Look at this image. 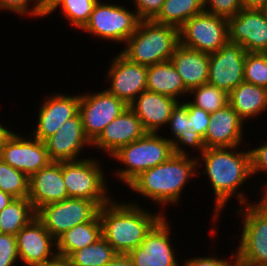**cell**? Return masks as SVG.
<instances>
[{"label": "cell", "instance_id": "obj_37", "mask_svg": "<svg viewBox=\"0 0 267 266\" xmlns=\"http://www.w3.org/2000/svg\"><path fill=\"white\" fill-rule=\"evenodd\" d=\"M206 12L229 19L243 9L242 0H203Z\"/></svg>", "mask_w": 267, "mask_h": 266}, {"label": "cell", "instance_id": "obj_50", "mask_svg": "<svg viewBox=\"0 0 267 266\" xmlns=\"http://www.w3.org/2000/svg\"><path fill=\"white\" fill-rule=\"evenodd\" d=\"M263 11H264L265 14L267 15V6L263 9Z\"/></svg>", "mask_w": 267, "mask_h": 266}, {"label": "cell", "instance_id": "obj_41", "mask_svg": "<svg viewBox=\"0 0 267 266\" xmlns=\"http://www.w3.org/2000/svg\"><path fill=\"white\" fill-rule=\"evenodd\" d=\"M133 1V2H132ZM134 10L140 20H153L161 11L165 0H132Z\"/></svg>", "mask_w": 267, "mask_h": 266}, {"label": "cell", "instance_id": "obj_22", "mask_svg": "<svg viewBox=\"0 0 267 266\" xmlns=\"http://www.w3.org/2000/svg\"><path fill=\"white\" fill-rule=\"evenodd\" d=\"M66 198L69 197L62 175V161H52L29 177L28 199L36 212L47 204Z\"/></svg>", "mask_w": 267, "mask_h": 266}, {"label": "cell", "instance_id": "obj_11", "mask_svg": "<svg viewBox=\"0 0 267 266\" xmlns=\"http://www.w3.org/2000/svg\"><path fill=\"white\" fill-rule=\"evenodd\" d=\"M128 107L123 100L105 88L101 91L80 93L79 114L90 142L93 143L104 128Z\"/></svg>", "mask_w": 267, "mask_h": 266}, {"label": "cell", "instance_id": "obj_40", "mask_svg": "<svg viewBox=\"0 0 267 266\" xmlns=\"http://www.w3.org/2000/svg\"><path fill=\"white\" fill-rule=\"evenodd\" d=\"M232 251L233 253L228 257V259L225 256L223 258L215 256V254H212V256H193L192 258L190 257L181 261L183 263L181 266H235L237 262L236 254H234V249H232Z\"/></svg>", "mask_w": 267, "mask_h": 266}, {"label": "cell", "instance_id": "obj_48", "mask_svg": "<svg viewBox=\"0 0 267 266\" xmlns=\"http://www.w3.org/2000/svg\"><path fill=\"white\" fill-rule=\"evenodd\" d=\"M235 266H248V265H245V264L240 263V262H236V265Z\"/></svg>", "mask_w": 267, "mask_h": 266}, {"label": "cell", "instance_id": "obj_44", "mask_svg": "<svg viewBox=\"0 0 267 266\" xmlns=\"http://www.w3.org/2000/svg\"><path fill=\"white\" fill-rule=\"evenodd\" d=\"M105 266H135V264L127 254H117Z\"/></svg>", "mask_w": 267, "mask_h": 266}, {"label": "cell", "instance_id": "obj_30", "mask_svg": "<svg viewBox=\"0 0 267 266\" xmlns=\"http://www.w3.org/2000/svg\"><path fill=\"white\" fill-rule=\"evenodd\" d=\"M98 0H51L46 5L45 17L61 10V17L70 23L73 30H82L88 23L93 7ZM55 11V12H54Z\"/></svg>", "mask_w": 267, "mask_h": 266}, {"label": "cell", "instance_id": "obj_45", "mask_svg": "<svg viewBox=\"0 0 267 266\" xmlns=\"http://www.w3.org/2000/svg\"><path fill=\"white\" fill-rule=\"evenodd\" d=\"M243 8L263 10L267 6V0H242Z\"/></svg>", "mask_w": 267, "mask_h": 266}, {"label": "cell", "instance_id": "obj_38", "mask_svg": "<svg viewBox=\"0 0 267 266\" xmlns=\"http://www.w3.org/2000/svg\"><path fill=\"white\" fill-rule=\"evenodd\" d=\"M19 262L16 236L0 234V266H18Z\"/></svg>", "mask_w": 267, "mask_h": 266}, {"label": "cell", "instance_id": "obj_24", "mask_svg": "<svg viewBox=\"0 0 267 266\" xmlns=\"http://www.w3.org/2000/svg\"><path fill=\"white\" fill-rule=\"evenodd\" d=\"M209 59V53L179 44L170 61L181 76L186 89L190 91L208 82Z\"/></svg>", "mask_w": 267, "mask_h": 266}, {"label": "cell", "instance_id": "obj_39", "mask_svg": "<svg viewBox=\"0 0 267 266\" xmlns=\"http://www.w3.org/2000/svg\"><path fill=\"white\" fill-rule=\"evenodd\" d=\"M183 102L188 107V119L191 120V131L197 132L204 137L210 123V113L193 105L188 99Z\"/></svg>", "mask_w": 267, "mask_h": 266}, {"label": "cell", "instance_id": "obj_47", "mask_svg": "<svg viewBox=\"0 0 267 266\" xmlns=\"http://www.w3.org/2000/svg\"><path fill=\"white\" fill-rule=\"evenodd\" d=\"M12 132L13 130H9L8 126L0 122V149Z\"/></svg>", "mask_w": 267, "mask_h": 266}, {"label": "cell", "instance_id": "obj_46", "mask_svg": "<svg viewBox=\"0 0 267 266\" xmlns=\"http://www.w3.org/2000/svg\"><path fill=\"white\" fill-rule=\"evenodd\" d=\"M14 197L0 190V212L14 201Z\"/></svg>", "mask_w": 267, "mask_h": 266}, {"label": "cell", "instance_id": "obj_43", "mask_svg": "<svg viewBox=\"0 0 267 266\" xmlns=\"http://www.w3.org/2000/svg\"><path fill=\"white\" fill-rule=\"evenodd\" d=\"M38 266H73L68 256L56 254L53 258L48 259Z\"/></svg>", "mask_w": 267, "mask_h": 266}, {"label": "cell", "instance_id": "obj_3", "mask_svg": "<svg viewBox=\"0 0 267 266\" xmlns=\"http://www.w3.org/2000/svg\"><path fill=\"white\" fill-rule=\"evenodd\" d=\"M135 202L133 199L123 202L112 198L98 211L102 237L118 254H128L139 246L146 234L164 216L162 212L156 214L152 209L149 211Z\"/></svg>", "mask_w": 267, "mask_h": 266}, {"label": "cell", "instance_id": "obj_20", "mask_svg": "<svg viewBox=\"0 0 267 266\" xmlns=\"http://www.w3.org/2000/svg\"><path fill=\"white\" fill-rule=\"evenodd\" d=\"M146 133L141 120L128 107L104 128L92 143V149L103 151L110 159L120 147L142 138Z\"/></svg>", "mask_w": 267, "mask_h": 266}, {"label": "cell", "instance_id": "obj_13", "mask_svg": "<svg viewBox=\"0 0 267 266\" xmlns=\"http://www.w3.org/2000/svg\"><path fill=\"white\" fill-rule=\"evenodd\" d=\"M0 158L28 177L48 166L50 159L45 142L13 131L0 149Z\"/></svg>", "mask_w": 267, "mask_h": 266}, {"label": "cell", "instance_id": "obj_28", "mask_svg": "<svg viewBox=\"0 0 267 266\" xmlns=\"http://www.w3.org/2000/svg\"><path fill=\"white\" fill-rule=\"evenodd\" d=\"M102 238V224L97 214L91 221L74 226L57 240V254L70 256L73 252L90 246Z\"/></svg>", "mask_w": 267, "mask_h": 266}, {"label": "cell", "instance_id": "obj_16", "mask_svg": "<svg viewBox=\"0 0 267 266\" xmlns=\"http://www.w3.org/2000/svg\"><path fill=\"white\" fill-rule=\"evenodd\" d=\"M58 92L45 96L37 111V124L30 133L40 141L44 142L55 134L68 119L79 112L80 92L78 95Z\"/></svg>", "mask_w": 267, "mask_h": 266}, {"label": "cell", "instance_id": "obj_2", "mask_svg": "<svg viewBox=\"0 0 267 266\" xmlns=\"http://www.w3.org/2000/svg\"><path fill=\"white\" fill-rule=\"evenodd\" d=\"M192 153L173 154L166 162L145 170L127 186L128 190L137 193V197L139 194L143 199L151 200L156 207L161 205L159 211L166 215L168 205L175 206L181 201L186 184L195 176L198 178L197 157Z\"/></svg>", "mask_w": 267, "mask_h": 266}, {"label": "cell", "instance_id": "obj_34", "mask_svg": "<svg viewBox=\"0 0 267 266\" xmlns=\"http://www.w3.org/2000/svg\"><path fill=\"white\" fill-rule=\"evenodd\" d=\"M0 190L14 198H28L29 177L0 158Z\"/></svg>", "mask_w": 267, "mask_h": 266}, {"label": "cell", "instance_id": "obj_15", "mask_svg": "<svg viewBox=\"0 0 267 266\" xmlns=\"http://www.w3.org/2000/svg\"><path fill=\"white\" fill-rule=\"evenodd\" d=\"M245 49L237 43L227 42L210 54L208 84L228 94L244 82Z\"/></svg>", "mask_w": 267, "mask_h": 266}, {"label": "cell", "instance_id": "obj_5", "mask_svg": "<svg viewBox=\"0 0 267 266\" xmlns=\"http://www.w3.org/2000/svg\"><path fill=\"white\" fill-rule=\"evenodd\" d=\"M261 185L260 199L235 209L236 218H242L236 259L248 266H267V183Z\"/></svg>", "mask_w": 267, "mask_h": 266}, {"label": "cell", "instance_id": "obj_29", "mask_svg": "<svg viewBox=\"0 0 267 266\" xmlns=\"http://www.w3.org/2000/svg\"><path fill=\"white\" fill-rule=\"evenodd\" d=\"M204 11L203 0H165L153 21L180 28L193 16Z\"/></svg>", "mask_w": 267, "mask_h": 266}, {"label": "cell", "instance_id": "obj_36", "mask_svg": "<svg viewBox=\"0 0 267 266\" xmlns=\"http://www.w3.org/2000/svg\"><path fill=\"white\" fill-rule=\"evenodd\" d=\"M0 10L39 19L45 17L46 5L41 0H0Z\"/></svg>", "mask_w": 267, "mask_h": 266}, {"label": "cell", "instance_id": "obj_14", "mask_svg": "<svg viewBox=\"0 0 267 266\" xmlns=\"http://www.w3.org/2000/svg\"><path fill=\"white\" fill-rule=\"evenodd\" d=\"M109 64L104 76L110 86L105 89L129 106L146 91L147 66L131 62L120 52Z\"/></svg>", "mask_w": 267, "mask_h": 266}, {"label": "cell", "instance_id": "obj_49", "mask_svg": "<svg viewBox=\"0 0 267 266\" xmlns=\"http://www.w3.org/2000/svg\"><path fill=\"white\" fill-rule=\"evenodd\" d=\"M45 5H47L51 0H41Z\"/></svg>", "mask_w": 267, "mask_h": 266}, {"label": "cell", "instance_id": "obj_42", "mask_svg": "<svg viewBox=\"0 0 267 266\" xmlns=\"http://www.w3.org/2000/svg\"><path fill=\"white\" fill-rule=\"evenodd\" d=\"M265 141V143H264ZM261 141L262 144L259 146L256 145L254 148H249L250 150V156H251V172L253 179L254 176L258 177V174L264 173L267 174V140Z\"/></svg>", "mask_w": 267, "mask_h": 266}, {"label": "cell", "instance_id": "obj_17", "mask_svg": "<svg viewBox=\"0 0 267 266\" xmlns=\"http://www.w3.org/2000/svg\"><path fill=\"white\" fill-rule=\"evenodd\" d=\"M227 22L229 42L240 44L246 52L267 51V15L263 10L243 8Z\"/></svg>", "mask_w": 267, "mask_h": 266}, {"label": "cell", "instance_id": "obj_9", "mask_svg": "<svg viewBox=\"0 0 267 266\" xmlns=\"http://www.w3.org/2000/svg\"><path fill=\"white\" fill-rule=\"evenodd\" d=\"M179 37L181 45L211 54L229 41L227 19L204 11L179 28Z\"/></svg>", "mask_w": 267, "mask_h": 266}, {"label": "cell", "instance_id": "obj_33", "mask_svg": "<svg viewBox=\"0 0 267 266\" xmlns=\"http://www.w3.org/2000/svg\"><path fill=\"white\" fill-rule=\"evenodd\" d=\"M188 100L206 112L213 113L228 104V93L223 89L206 83L191 89L188 94Z\"/></svg>", "mask_w": 267, "mask_h": 266}, {"label": "cell", "instance_id": "obj_4", "mask_svg": "<svg viewBox=\"0 0 267 266\" xmlns=\"http://www.w3.org/2000/svg\"><path fill=\"white\" fill-rule=\"evenodd\" d=\"M179 44V28L153 20H140L120 53L131 62L151 66L170 61Z\"/></svg>", "mask_w": 267, "mask_h": 266}, {"label": "cell", "instance_id": "obj_8", "mask_svg": "<svg viewBox=\"0 0 267 266\" xmlns=\"http://www.w3.org/2000/svg\"><path fill=\"white\" fill-rule=\"evenodd\" d=\"M113 0H98L93 7L90 19L81 31L94 35L100 40L123 44L136 31L140 22L136 11ZM111 2V3H110ZM131 10V11H130Z\"/></svg>", "mask_w": 267, "mask_h": 266}, {"label": "cell", "instance_id": "obj_6", "mask_svg": "<svg viewBox=\"0 0 267 266\" xmlns=\"http://www.w3.org/2000/svg\"><path fill=\"white\" fill-rule=\"evenodd\" d=\"M165 133H146L128 145L120 147L110 157L124 166L113 171L114 178L120 179L122 185L128 186L142 172L166 162L174 153L173 144Z\"/></svg>", "mask_w": 267, "mask_h": 266}, {"label": "cell", "instance_id": "obj_10", "mask_svg": "<svg viewBox=\"0 0 267 266\" xmlns=\"http://www.w3.org/2000/svg\"><path fill=\"white\" fill-rule=\"evenodd\" d=\"M99 208L92 200L69 197L41 207L37 217L57 240L74 226L91 221L98 214Z\"/></svg>", "mask_w": 267, "mask_h": 266}, {"label": "cell", "instance_id": "obj_26", "mask_svg": "<svg viewBox=\"0 0 267 266\" xmlns=\"http://www.w3.org/2000/svg\"><path fill=\"white\" fill-rule=\"evenodd\" d=\"M228 104L248 124L246 121L257 120L267 111V89L242 82L228 94Z\"/></svg>", "mask_w": 267, "mask_h": 266}, {"label": "cell", "instance_id": "obj_21", "mask_svg": "<svg viewBox=\"0 0 267 266\" xmlns=\"http://www.w3.org/2000/svg\"><path fill=\"white\" fill-rule=\"evenodd\" d=\"M238 116V113L227 104L220 110L210 113V123L205 133L204 142L206 148L237 147L243 142L247 125ZM245 131V132H244ZM242 142V143H241Z\"/></svg>", "mask_w": 267, "mask_h": 266}, {"label": "cell", "instance_id": "obj_35", "mask_svg": "<svg viewBox=\"0 0 267 266\" xmlns=\"http://www.w3.org/2000/svg\"><path fill=\"white\" fill-rule=\"evenodd\" d=\"M244 82L267 89V58L265 53H246L244 64Z\"/></svg>", "mask_w": 267, "mask_h": 266}, {"label": "cell", "instance_id": "obj_31", "mask_svg": "<svg viewBox=\"0 0 267 266\" xmlns=\"http://www.w3.org/2000/svg\"><path fill=\"white\" fill-rule=\"evenodd\" d=\"M37 216L28 198H15L0 212V229L2 233L16 235Z\"/></svg>", "mask_w": 267, "mask_h": 266}, {"label": "cell", "instance_id": "obj_7", "mask_svg": "<svg viewBox=\"0 0 267 266\" xmlns=\"http://www.w3.org/2000/svg\"><path fill=\"white\" fill-rule=\"evenodd\" d=\"M94 158L84 156L62 161V175L68 197L92 200L101 207L113 197L106 182V170H103L100 159Z\"/></svg>", "mask_w": 267, "mask_h": 266}, {"label": "cell", "instance_id": "obj_25", "mask_svg": "<svg viewBox=\"0 0 267 266\" xmlns=\"http://www.w3.org/2000/svg\"><path fill=\"white\" fill-rule=\"evenodd\" d=\"M167 125L166 128H170L171 136L169 138L166 135L165 138L172 142L175 154L188 155L189 149L187 151V148H192L194 154L197 151V155L205 150L206 145L203 136L191 131L188 107L183 101L178 102L173 108Z\"/></svg>", "mask_w": 267, "mask_h": 266}, {"label": "cell", "instance_id": "obj_27", "mask_svg": "<svg viewBox=\"0 0 267 266\" xmlns=\"http://www.w3.org/2000/svg\"><path fill=\"white\" fill-rule=\"evenodd\" d=\"M146 90L169 96L181 102L189 91L171 61L147 66ZM187 96V97H186Z\"/></svg>", "mask_w": 267, "mask_h": 266}, {"label": "cell", "instance_id": "obj_32", "mask_svg": "<svg viewBox=\"0 0 267 266\" xmlns=\"http://www.w3.org/2000/svg\"><path fill=\"white\" fill-rule=\"evenodd\" d=\"M117 254L102 237L94 244L73 252L69 258L73 266H105Z\"/></svg>", "mask_w": 267, "mask_h": 266}, {"label": "cell", "instance_id": "obj_19", "mask_svg": "<svg viewBox=\"0 0 267 266\" xmlns=\"http://www.w3.org/2000/svg\"><path fill=\"white\" fill-rule=\"evenodd\" d=\"M44 142L50 159L55 162L81 159L79 157L83 156L81 153H85L82 151L86 146L92 148V143L85 135L79 112Z\"/></svg>", "mask_w": 267, "mask_h": 266}, {"label": "cell", "instance_id": "obj_23", "mask_svg": "<svg viewBox=\"0 0 267 266\" xmlns=\"http://www.w3.org/2000/svg\"><path fill=\"white\" fill-rule=\"evenodd\" d=\"M178 102L169 96L146 90L129 107L141 120L147 133H159L167 126L172 110Z\"/></svg>", "mask_w": 267, "mask_h": 266}, {"label": "cell", "instance_id": "obj_18", "mask_svg": "<svg viewBox=\"0 0 267 266\" xmlns=\"http://www.w3.org/2000/svg\"><path fill=\"white\" fill-rule=\"evenodd\" d=\"M19 261L22 266H38L57 254L56 239L36 216L16 235Z\"/></svg>", "mask_w": 267, "mask_h": 266}, {"label": "cell", "instance_id": "obj_1", "mask_svg": "<svg viewBox=\"0 0 267 266\" xmlns=\"http://www.w3.org/2000/svg\"><path fill=\"white\" fill-rule=\"evenodd\" d=\"M205 148L197 157L198 176H207L210 189L214 192L211 235H217L216 222L223 215V210L233 197L239 206L250 203L249 196L241 191V186L246 182H252L250 150H242V147ZM244 151V152H243ZM203 164V165H202ZM200 166H203L200 167ZM201 170L199 171V169ZM249 180V181H248ZM240 187V188H239ZM222 213V214H221ZM216 221V222H215Z\"/></svg>", "mask_w": 267, "mask_h": 266}, {"label": "cell", "instance_id": "obj_12", "mask_svg": "<svg viewBox=\"0 0 267 266\" xmlns=\"http://www.w3.org/2000/svg\"><path fill=\"white\" fill-rule=\"evenodd\" d=\"M171 222L164 215L146 234L141 244L127 254L135 266H181L174 241H171Z\"/></svg>", "mask_w": 267, "mask_h": 266}]
</instances>
